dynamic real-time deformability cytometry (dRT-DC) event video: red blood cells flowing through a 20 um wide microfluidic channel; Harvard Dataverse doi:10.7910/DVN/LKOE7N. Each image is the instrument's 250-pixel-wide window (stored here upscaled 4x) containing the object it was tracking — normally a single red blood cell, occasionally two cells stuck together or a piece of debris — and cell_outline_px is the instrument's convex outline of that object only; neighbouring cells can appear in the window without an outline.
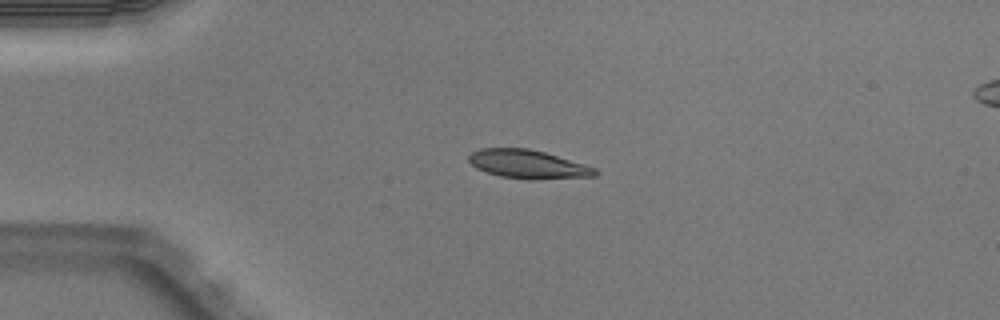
{"species": "Egyptian fruit bat (a non-hibernating species)", "species_latin": "Rousettus aegyptiacus", "temperature_condition": "warm", "stored_images_in_passage": 7, "camera_frame_rate_fps": 3000, "um_per_image_px": 0.085, "animal": {"sex": "male"}, "frame": {"image": 1, "passage_image": 3, "time_ms": 0.667, "image_size_px": [1000, 320], "cell_outline_px": [[600, 172], [596, 176], [536, 180], [528, 180], [500, 176], [476, 168], [468, 160], [468, 156], [472, 152], [480, 148], [528, 148], [544, 152], [584, 164], [596, 168]], "centroid_in_image_um": [44.9, 13.97], "position_along_channel_um": 40.1, "area_um2": 21.15}}
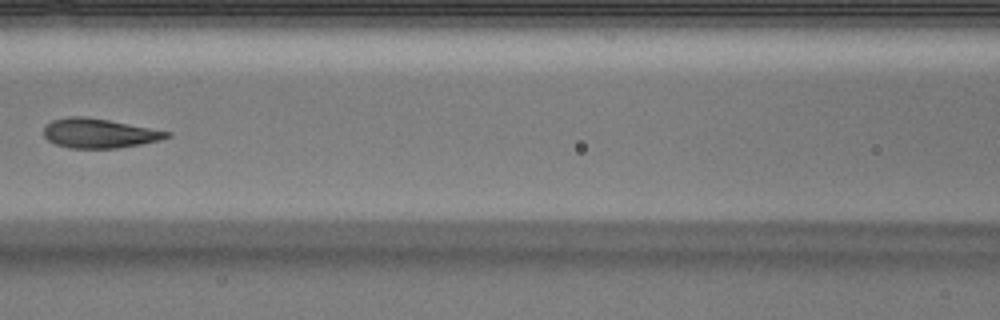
{"frame": {"image": 2, "passage_image": 6, "time_ms": 1.667, "image_size_px": [1000, 320], "cell_outline_px": [[172, 136], [160, 140], [120, 148], [68, 148], [56, 144], [48, 140], [44, 136], [44, 128], [52, 120], [68, 116], [84, 116], [108, 120], [172, 132]], "centroid_in_image_um": [8.44, 11.33], "position_along_channel_um": 158.2, "area_um2": 21.1}}
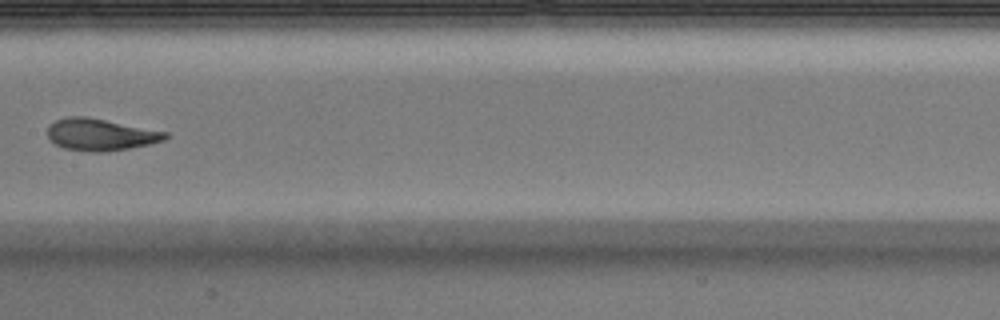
{"frame": {"image": 3, "passage_image": 7, "time_ms": 2.0, "image_size_px": [1000, 320], "cell_outline_px": [[168, 136], [164, 140], [148, 144], [128, 148], [104, 152], [88, 152], [64, 148], [56, 144], [48, 136], [48, 124], [56, 120], [68, 116], [84, 116], [168, 132]], "centroid_in_image_um": [8.51, 11.44], "position_along_channel_um": 198.9, "area_um2": 21.68}}